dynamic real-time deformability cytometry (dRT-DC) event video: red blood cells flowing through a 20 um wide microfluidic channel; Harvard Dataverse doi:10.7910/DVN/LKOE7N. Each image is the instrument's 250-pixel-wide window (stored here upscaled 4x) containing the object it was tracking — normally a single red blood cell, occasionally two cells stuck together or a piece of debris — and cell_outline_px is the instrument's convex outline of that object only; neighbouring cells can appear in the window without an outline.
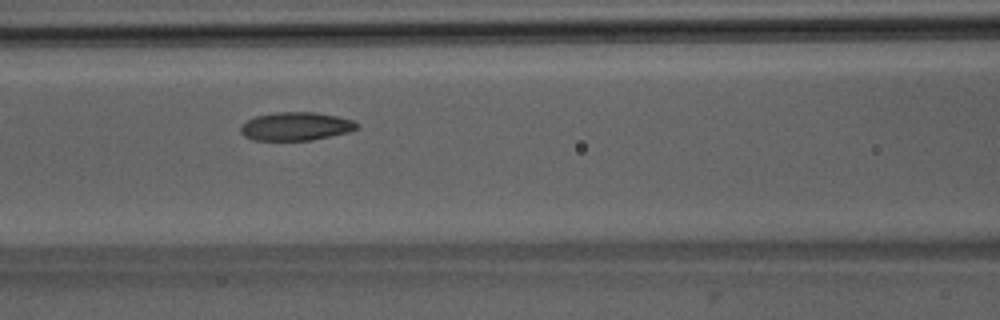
{"species": "Egyptian fruit bat (a non-hibernating species)", "species_latin": "Rousettus aegyptiacus", "temperature_condition": "room temperature", "stored_images_in_passage": 41, "camera_frame_rate_fps": 3000, "um_per_image_px": 0.085, "animal": {"sex": "male"}, "frame": {"image": 1, "passage_image": 12, "time_ms": 3.667, "image_size_px": [1000, 320], "cell_outline_px": [[360, 128], [348, 132], [312, 140], [252, 140], [244, 136], [240, 132], [240, 124], [256, 116], [276, 112], [316, 112], [336, 116], [352, 120], [360, 124]], "centroid_in_image_um": [25.15, 10.74], "position_along_channel_um": 141.5, "area_um2": 19.31}}
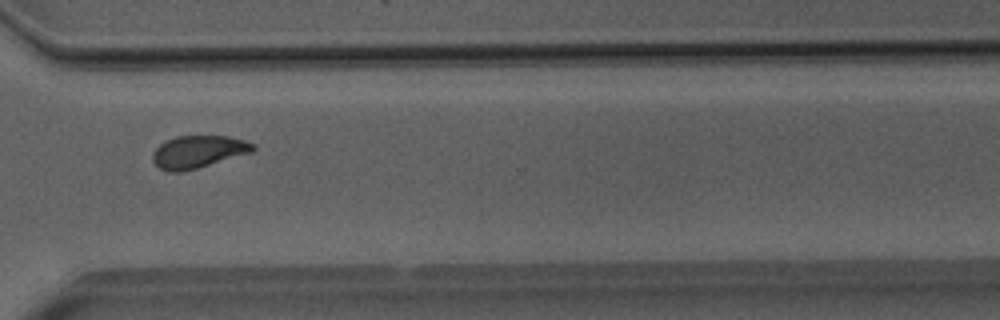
{"frame": {"image": 2, "passage_image": 28, "time_ms": 9.0, "image_size_px": [1000, 320], "cell_outline_px": [[256, 148], [252, 152], [184, 172], [168, 172], [160, 168], [152, 160], [152, 152], [160, 144], [176, 136], [228, 136], [244, 140], [256, 144]], "centroid_in_image_um": [16.85, 12.9], "position_along_channel_um": 353.8, "area_um2": 19.02}}
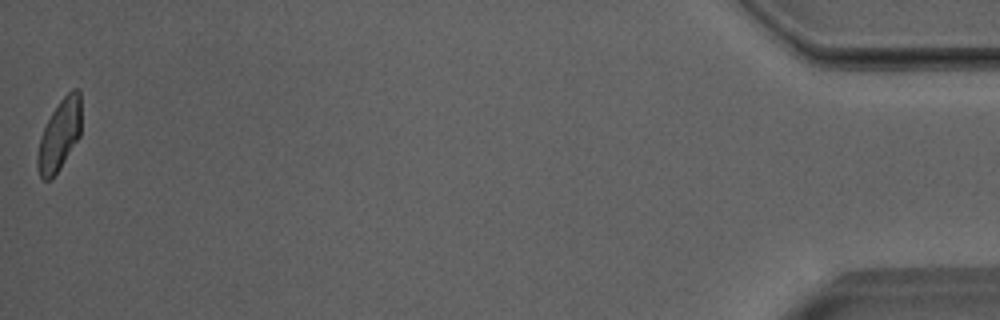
{"frame": {"image": 3, "passage_image": 41, "time_ms": 13.333, "image_size_px": [1000, 320], "cell_outline_px": [[80, 136], [60, 168], [48, 180], [44, 180], [40, 176], [36, 168], [36, 156], [40, 136], [52, 112], [60, 100], [72, 88], [76, 88], [80, 92]], "centroid_in_image_um": [5.03, 11.48], "position_along_channel_um": 430.2, "area_um2": 17.98}, "authors_computed_cell_mechanics": {"area_um2": 19.1896, "velocity_mm_per_s": 3.9827, "shape_relaxation_time_tau1_ms": 5.2726, "shape_relaxation_time_tau2_ms": 1.7298, "deformation_change_tau1": 0.1508, "deformation_change_tau2": 0.0734}}